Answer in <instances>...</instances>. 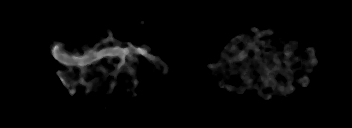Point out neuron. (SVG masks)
Returning <instances> with one entry per match:
<instances>
[{
    "label": "neuron",
    "mask_w": 352,
    "mask_h": 128,
    "mask_svg": "<svg viewBox=\"0 0 352 128\" xmlns=\"http://www.w3.org/2000/svg\"><path fill=\"white\" fill-rule=\"evenodd\" d=\"M101 15H100V24H103L105 21V19H101ZM138 23L142 24V25H147L149 24L147 22L146 19H140L137 21ZM123 24L121 26H118L117 28H114V30L116 29H121L122 31L124 30L123 28ZM273 27L271 25H268L266 27V29H264V31H262L261 33L257 34V30L258 27H250L251 31L253 34H255L254 36H243L242 34H237L236 37L234 38L235 41L233 40L232 42L229 41V43L225 46V48L222 50L221 52V56H220V60H218L217 62H214L213 60H211L210 64L207 65L206 68V73H211L212 70L215 71V80H219L220 76H225V74H222V71H220V69L222 70V66L225 65V67H231V70H233V68H237L238 70L235 71V74L232 78H230V81H235V77H239L240 74H242V76H244L246 78V82L244 84L240 82H232V83H236V85H225V84H221L220 81H218V87L224 89V90H229L232 93H234V91H239L238 94H247V93H255L256 89L258 91V89L263 86H267V88L264 89V91L257 93L258 96L262 97V99H269L273 96H280L283 95L284 97L287 98H291L293 96L294 90H296V87H292V84H301V87L306 89L309 88L311 85H308L309 82L311 80H313V71L314 68L315 70H317L316 68L318 67V62H317V58H316V51L312 46H308L305 47L304 44H301L299 42H296L294 37H290V42L289 44L286 43L285 41V35H282V29L279 30L278 28V36L277 38H267L264 41H258L259 38H261L264 35L267 36H274L276 34H274V31L272 29ZM79 28H74L73 30V34L72 37H77L75 33H78ZM281 31V32H280ZM108 37L106 39H104V43H107V46H102L101 49L99 48L101 45V38H100V34L97 32V34L95 35L96 37V42L93 43V45H95L96 47H98V49L92 51L90 50L91 48H93L92 44H89V46L86 48L84 46V41L83 43H80V46L83 44V49H81L82 47H79L77 49H80V51H78V54L74 53V52H70V48L73 47V45H71V42H63L62 44L56 42L54 40L53 46L51 47L52 49V59H55L58 61V63L60 64V66H62V71H58L56 72L57 77H59L62 86H65L68 90L67 93L69 94L70 100H74L75 99V89L76 88H80V92L85 93H91L93 94V89L92 87L96 86L95 81L94 82H89L88 79L90 77V67H93L95 65L96 62L101 63L100 67L102 69V76L103 77H97L98 79H100V83H103V85H105L103 93H115V91L117 89H121L118 88L121 85H124L125 83H120V80L118 79L119 76L117 75H112L111 79H110V83L108 86H106L105 82V78L106 76L104 74L107 73V68L105 65H103V63L101 62L102 60H106L109 61L110 64L114 65V69L116 72H119L120 74V70H122V67L125 66V70L127 71L128 74L131 75L132 81V85H130L131 88V94L130 96H132L133 98H135V94L134 91H136V84L140 82L139 77L137 76V74L135 73L134 66L135 63H138V65L142 68L145 66V63H140V60H138V57L134 58V56H132V54H137L140 57L139 58H144L147 57L149 59V61L152 63V68L150 70L151 73H153V80H155L156 76V68L157 66H155L156 59H158L155 55L153 54H149V49L147 46L143 45V47H139L138 45L134 44L130 38V40L128 41L129 43V47L124 46V44L120 41H116L113 39L112 33L111 31L107 30L106 31ZM256 36V37H255ZM253 37V38H252ZM158 38V42L160 43L163 39L161 38V36H157ZM275 41H269V40H274ZM276 39H278L281 43H285V47L284 49H280V50H276ZM246 40L248 47H243L244 41ZM270 42H274V45H272L273 47V51L272 50H268V48H266ZM61 45H66L67 48H69L68 50H64V48H62L63 46ZM110 45V46H109ZM298 47V49H300L303 53H302V57L305 58L306 61H308V72H309V76H306L304 74H301L299 77V80L294 79L293 74L294 73H289L292 74V76L290 77V79L287 82V86L286 85H282L281 80L282 77L284 78V75L287 74L289 71V67L293 66V68H298L301 67V65H299L298 63V56L295 55V58L292 60L290 59V54L291 52H293V50H295V48ZM239 49H242V51H238ZM267 49L266 53H262V50ZM275 49V50H274ZM238 51V52H237ZM252 52L251 56H248L247 58V53ZM281 51V52H280ZM253 53H255V55H253ZM117 58V62H113L112 58ZM228 57V60H226V62H224L225 58ZM243 58V59H240ZM271 58L270 60V65L268 63V59ZM281 58V61H279L278 59ZM246 59H248L247 64L244 63L243 66H241V61H246ZM163 67L166 70V73L168 71L171 70L172 66L168 63H162ZM89 68H88V67ZM257 66V71L258 74H254L252 72V69L255 68ZM285 66V68H284ZM74 68V69H73ZM66 70H70L71 73H66ZM247 70V72H246ZM250 70V72H249ZM65 71V72H64ZM77 71V72H75ZM280 74V75H278ZM78 75V80H73V78H76V76ZM278 76H280V78H278ZM87 78V80H86ZM261 78V79H260ZM116 80L118 81V84L113 85V81ZM254 80H259V81H254ZM138 81V82H137ZM82 82H84L82 84ZM111 84V85H110ZM276 86H279V90L277 91V89H275ZM253 87V90H252ZM287 90V93H285L283 90L285 89ZM248 89L250 91H248ZM241 91H243L244 93H242ZM127 92V90H122L120 91V95L124 94ZM263 93H266V95H264ZM110 104L109 105H103L101 106L102 111H107L110 108ZM113 110H117L118 114H119V110L121 111V108L118 105H113L112 106ZM83 113L87 114L88 109H86V107H84Z\"/></svg>",
    "instance_id": "neuron-1"
}]
</instances>
